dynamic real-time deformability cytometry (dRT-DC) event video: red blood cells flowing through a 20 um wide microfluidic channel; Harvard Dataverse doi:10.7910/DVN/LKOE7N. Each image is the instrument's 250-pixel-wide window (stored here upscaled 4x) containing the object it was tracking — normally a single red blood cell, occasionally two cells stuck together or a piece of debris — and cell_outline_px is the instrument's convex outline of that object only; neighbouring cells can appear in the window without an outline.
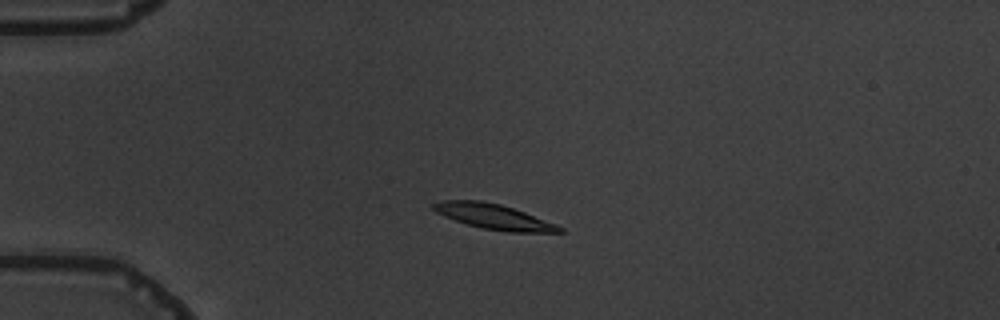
{"species": "common noctule bat (a hibernating species)", "species_latin": "Nyctalus noctula", "temperature_condition": "warm", "stored_images_in_passage": 4, "camera_frame_rate_fps": 3000, "um_per_image_px": 0.085, "animal": {"sex": "male", "body_mass_g": 19.5, "forearm_length_mm": 54.6}, "frame": {"image": 1, "passage_image": 3, "time_ms": 2.333, "image_size_px": [1000, 320], "cell_outline_px": [[564, 232], [508, 232], [484, 228], [468, 224], [444, 216], [436, 212], [432, 208], [432, 204], [444, 200], [480, 200], [500, 204], [524, 212], [556, 224], [564, 228]], "centroid_in_image_um": [41.97, 18.41], "position_along_channel_um": 43.0, "area_um2": 18.21}}